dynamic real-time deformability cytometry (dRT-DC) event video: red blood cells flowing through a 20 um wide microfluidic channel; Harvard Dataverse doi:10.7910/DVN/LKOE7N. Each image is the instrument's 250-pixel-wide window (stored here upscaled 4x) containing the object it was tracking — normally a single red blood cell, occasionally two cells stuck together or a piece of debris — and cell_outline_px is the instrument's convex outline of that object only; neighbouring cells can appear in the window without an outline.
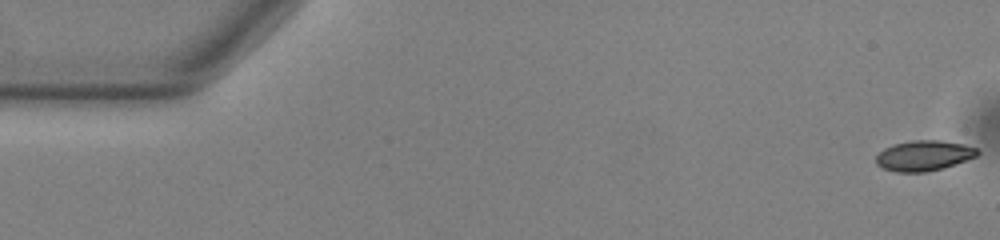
{"species": "common noctule bat (a hibernating species)", "species_latin": "Nyctalus noctula", "temperature_condition": "warm", "stored_images_in_passage": 54, "camera_frame_rate_fps": 3000, "um_per_image_px": 0.085, "animal": {"sex": "male", "body_mass_g": 13.0, "forearm_length_mm": 53.1}, "frame": {"image": 1, "passage_image": 1, "time_ms": 0.0, "image_size_px": [1000, 240], "cell_outline_px": [[980, 152], [976, 156], [944, 168], [924, 172], [896, 172], [884, 168], [876, 164], [876, 156], [884, 148], [892, 144], [912, 140], [940, 140], [964, 144], [976, 148]], "centroid_in_image_um": [78.52, 13.22], "position_along_channel_um": 6.5, "area_um2": 17.92}}
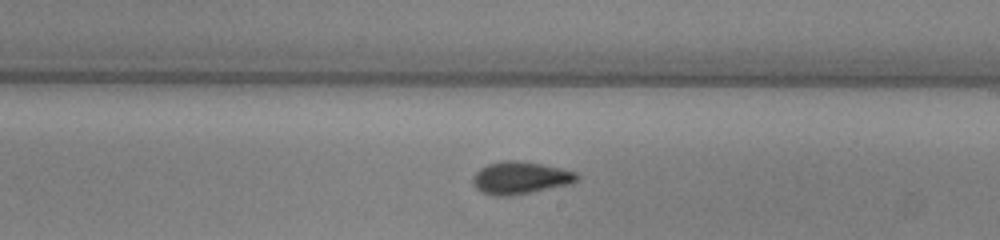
{"frame": {"image": 2, "passage_image": 31, "time_ms": 10.0, "image_size_px": [1000, 240], "cell_outline_px": [[580, 180], [572, 184], [512, 196], [496, 196], [484, 192], [476, 188], [472, 180], [472, 176], [480, 168], [488, 164], [500, 160], [516, 160], [540, 164], [560, 168], [576, 172], [580, 176]], "centroid_in_image_um": [44.26, 15.12], "position_along_channel_um": 244.7, "area_um2": 19.83}}
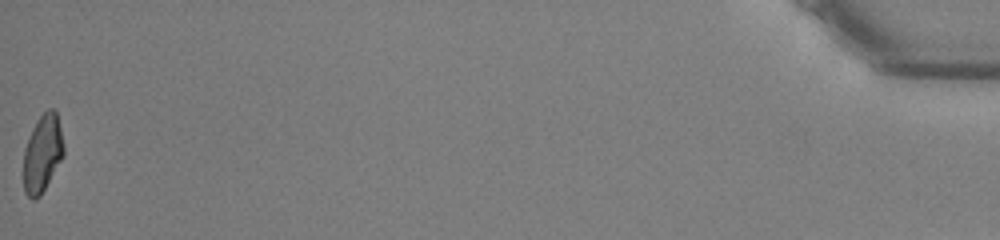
{"frame": {"image": 3, "passage_image": 54, "time_ms": 17.667, "image_size_px": [1000, 240], "cell_outline_px": [[64, 156], [40, 196], [36, 200], [32, 200], [24, 192], [24, 148], [40, 116], [48, 108], [52, 108], [56, 112], [60, 128], [64, 148]], "centroid_in_image_um": [3.62, 13.09], "position_along_channel_um": 431.6, "area_um2": 17.86}, "authors_computed_cell_mechanics": {"area_um2": 18.5827, "velocity_mm_per_s": 3.8388, "shape_relaxation_time_tau1_ms": 3.7385, "shape_relaxation_time_tau2_ms": 2.1075, "deformation_change_tau1": 0.133, "deformation_change_tau2": 0.0671}}